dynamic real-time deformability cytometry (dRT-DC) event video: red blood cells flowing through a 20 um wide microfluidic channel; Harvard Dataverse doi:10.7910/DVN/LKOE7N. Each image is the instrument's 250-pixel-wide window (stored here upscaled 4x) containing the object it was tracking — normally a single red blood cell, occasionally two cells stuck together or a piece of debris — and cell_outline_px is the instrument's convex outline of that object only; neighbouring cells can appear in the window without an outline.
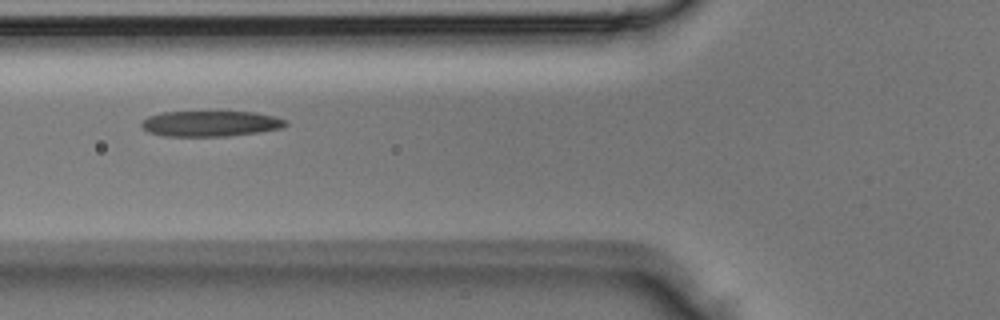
{"species": "Egyptian fruit bat (a non-hibernating species)", "species_latin": "Rousettus aegyptiacus", "temperature_condition": "room temperature", "stored_images_in_passage": 3, "camera_frame_rate_fps": 3000, "um_per_image_px": 0.085, "animal": {"sex": "male"}, "frame": {"image": 1, "passage_image": 3, "time_ms": 0.667, "image_size_px": [1000, 320], "cell_outline_px": [[288, 124], [280, 128], [260, 132], [228, 136], [160, 136], [148, 132], [140, 124], [140, 120], [148, 116], [164, 112], [252, 112], [276, 116], [288, 120]], "centroid_in_image_um": [17.88, 10.51], "position_along_channel_um": 107.9, "area_um2": 21.68}}